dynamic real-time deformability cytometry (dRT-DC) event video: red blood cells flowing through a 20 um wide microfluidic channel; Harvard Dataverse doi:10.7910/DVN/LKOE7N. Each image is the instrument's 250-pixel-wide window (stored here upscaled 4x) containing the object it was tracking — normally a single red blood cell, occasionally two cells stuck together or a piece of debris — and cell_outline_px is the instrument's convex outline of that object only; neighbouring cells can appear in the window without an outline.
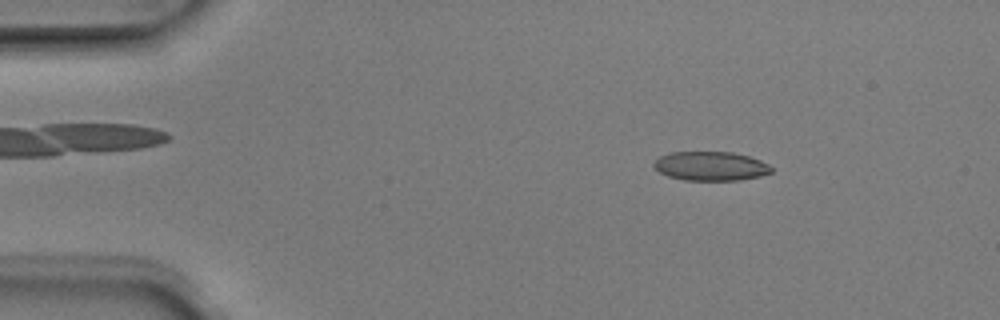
{"species": "Egyptian fruit bat (a non-hibernating species)", "species_latin": "Rousettus aegyptiacus", "temperature_condition": "room temperature", "stored_images_in_passage": 3, "camera_frame_rate_fps": 3000, "um_per_image_px": 0.085, "animal": {"sex": "male"}, "frame": {"image": 1, "passage_image": 2, "time_ms": 0.333, "image_size_px": [1000, 320], "cell_outline_px": [[772, 172], [760, 176], [740, 180], [684, 180], [668, 176], [660, 172], [652, 164], [660, 156], [672, 152], [732, 152], [748, 156], [760, 160], [768, 164], [772, 168]], "centroid_in_image_um": [60.42, 14.12], "position_along_channel_um": 24.6, "area_um2": 19.83}}